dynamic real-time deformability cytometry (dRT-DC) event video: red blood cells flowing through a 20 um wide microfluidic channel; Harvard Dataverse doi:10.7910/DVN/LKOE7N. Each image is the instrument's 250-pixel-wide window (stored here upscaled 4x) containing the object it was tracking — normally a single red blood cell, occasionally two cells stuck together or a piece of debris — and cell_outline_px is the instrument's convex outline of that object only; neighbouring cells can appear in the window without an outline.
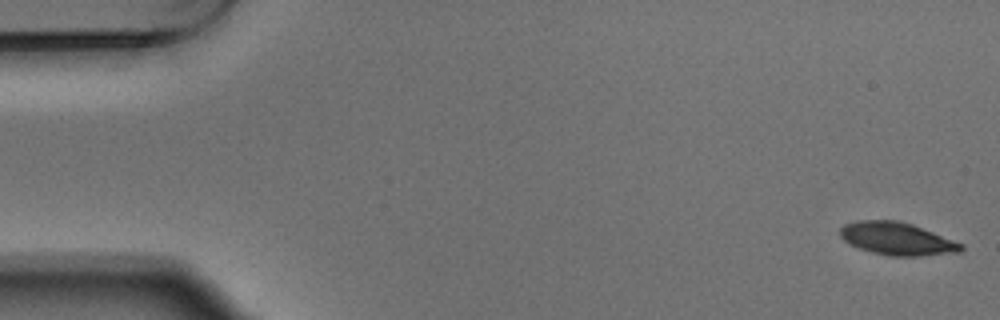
{"species": "Egyptian fruit bat (a non-hibernating species)", "species_latin": "Rousettus aegyptiacus", "temperature_condition": "warm", "stored_images_in_passage": 5, "camera_frame_rate_fps": 3000, "um_per_image_px": 0.085, "animal": {"sex": "male"}, "frame": {"image": 1, "passage_image": 1, "time_ms": 0.0, "image_size_px": [1000, 320], "cell_outline_px": [[964, 248], [960, 252], [920, 256], [892, 256], [872, 252], [860, 248], [844, 240], [840, 236], [840, 228], [844, 224], [856, 220], [892, 220], [912, 224], [964, 244]], "centroid_in_image_um": [76.26, 20.29], "position_along_channel_um": 8.7, "area_um2": 22.89}}
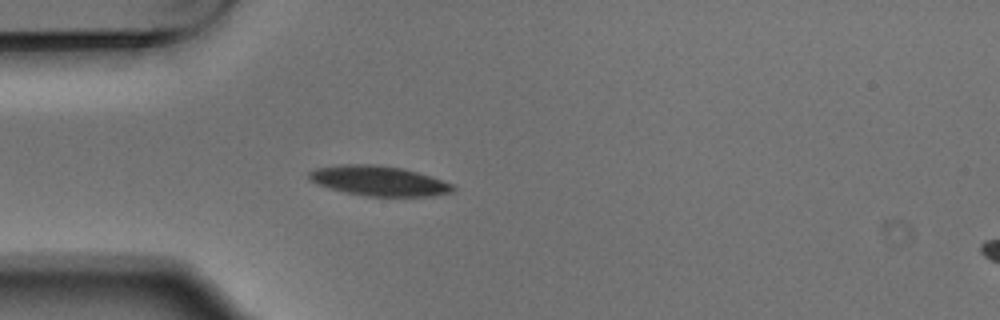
{"frame": {"image": 2, "passage_image": 5, "time_ms": 1.333, "image_size_px": [1000, 320], "cell_outline_px": [[456, 188], [452, 192], [432, 196], [368, 196], [344, 192], [328, 188], [316, 184], [308, 180], [308, 172], [316, 168], [344, 164], [376, 164], [404, 168], [452, 184]], "centroid_in_image_um": [32.14, 15.37], "position_along_channel_um": 52.9, "area_um2": 25.09}}